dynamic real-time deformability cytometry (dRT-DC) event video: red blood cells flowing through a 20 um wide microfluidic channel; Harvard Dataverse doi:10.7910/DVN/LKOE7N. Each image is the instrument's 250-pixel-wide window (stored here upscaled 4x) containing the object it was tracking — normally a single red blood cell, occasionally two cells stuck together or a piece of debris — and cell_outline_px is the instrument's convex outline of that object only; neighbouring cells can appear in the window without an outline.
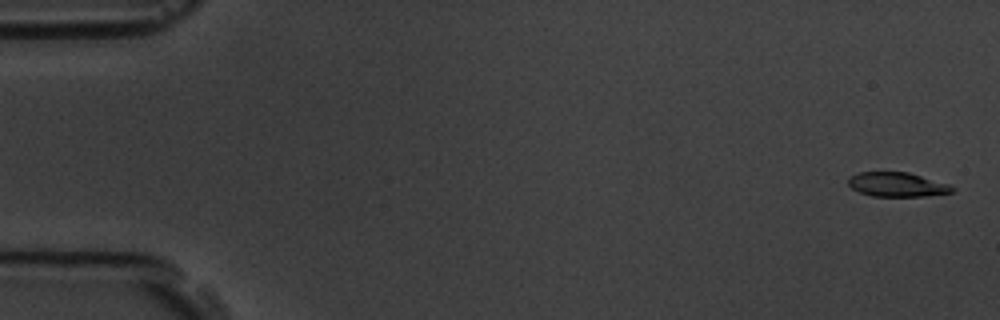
{"species": "common noctule bat (a hibernating species)", "species_latin": "Nyctalus noctula", "temperature_condition": "room temperature", "stored_images_in_passage": 8, "camera_frame_rate_fps": 3000, "um_per_image_px": 0.085, "animal": {"sex": "male", "body_mass_g": 19.5, "forearm_length_mm": 54.6}, "frame": {"image": 1, "passage_image": 1, "time_ms": 0.0, "image_size_px": [1000, 320], "cell_outline_px": [[956, 188], [952, 192], [924, 196], [872, 196], [860, 192], [852, 188], [848, 184], [848, 180], [852, 176], [860, 172], [908, 172], [948, 184]], "centroid_in_image_um": [76.26, 15.69], "position_along_channel_um": 8.7, "area_um2": 14.51}}
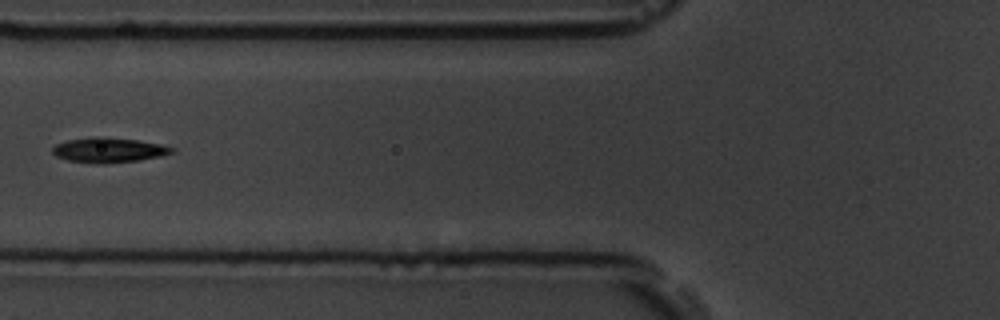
{"frame": {"image": 2, "passage_image": 7, "time_ms": 7.0, "image_size_px": [1000, 320], "cell_outline_px": [[176, 148], [172, 152], [160, 156], [136, 160], [104, 164], [100, 164], [68, 160], [56, 156], [52, 152], [52, 148], [56, 144], [68, 140], [96, 136], [104, 136], [136, 140], [160, 144]], "centroid_in_image_um": [9.21, 12.75], "position_along_channel_um": 116.6, "area_um2": 17.17}}
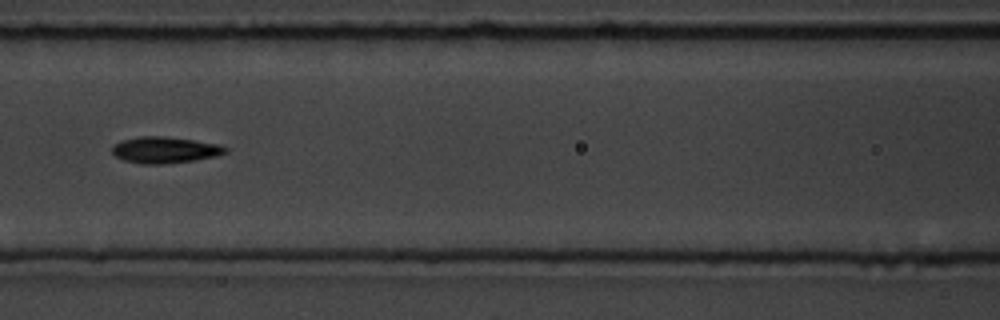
{"frame": {"image": 3, "passage_image": 8, "time_ms": 8.0, "image_size_px": [1000, 320], "cell_outline_px": [[228, 152], [216, 156], [196, 160], [164, 164], [144, 164], [124, 160], [116, 156], [112, 152], [112, 144], [120, 140], [140, 136], [164, 136], [220, 144], [228, 148]], "centroid_in_image_um": [14.01, 12.74], "position_along_channel_um": 152.6, "area_um2": 17.51}}